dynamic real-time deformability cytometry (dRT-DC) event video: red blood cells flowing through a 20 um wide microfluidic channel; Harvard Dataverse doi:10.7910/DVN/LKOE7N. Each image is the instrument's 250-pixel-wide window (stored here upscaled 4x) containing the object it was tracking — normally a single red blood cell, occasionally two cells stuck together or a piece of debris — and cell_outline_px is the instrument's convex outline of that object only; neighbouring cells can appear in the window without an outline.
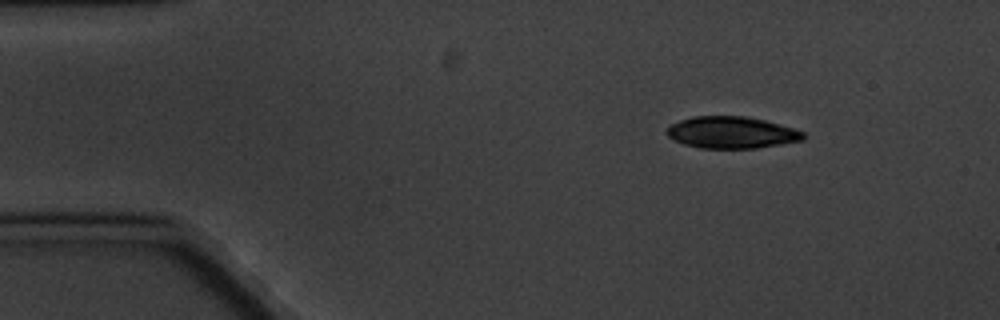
{"species": "common noctule bat (a hibernating species)", "species_latin": "Nyctalus noctula", "temperature_condition": "cold", "stored_images_in_passage": 10, "camera_frame_rate_fps": 3000, "um_per_image_px": 0.085, "animal": {"sex": "male", "body_mass_g": 20.1, "forearm_length_mm": 53.5}, "frame": {"image": 1, "passage_image": 1, "time_ms": 0.0, "image_size_px": [1000, 320], "cell_outline_px": [[804, 140], [756, 148], [700, 148], [684, 144], [668, 136], [668, 128], [672, 124], [680, 120], [692, 116], [744, 116], [764, 120], [780, 124], [804, 132]], "centroid_in_image_um": [62.2, 11.26], "position_along_channel_um": 22.8, "area_um2": 25.03}}
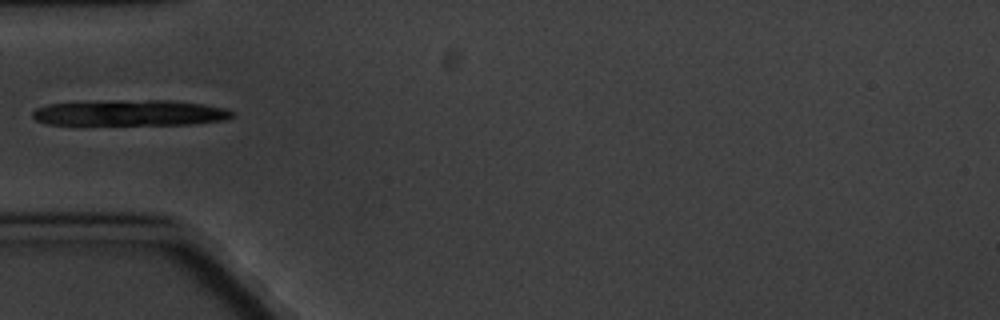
{"frame": {"image": 2, "passage_image": 4, "time_ms": 3.667, "image_size_px": [1000, 320], "cell_outline_px": [[236, 116], [224, 120], [188, 124], [48, 124], [36, 120], [32, 116], [32, 112], [36, 108], [48, 104], [108, 100], [168, 100], [200, 104], [228, 108], [236, 112]], "centroid_in_image_um": [11.1, 9.58], "position_along_channel_um": 73.9, "area_um2": 30.06}}